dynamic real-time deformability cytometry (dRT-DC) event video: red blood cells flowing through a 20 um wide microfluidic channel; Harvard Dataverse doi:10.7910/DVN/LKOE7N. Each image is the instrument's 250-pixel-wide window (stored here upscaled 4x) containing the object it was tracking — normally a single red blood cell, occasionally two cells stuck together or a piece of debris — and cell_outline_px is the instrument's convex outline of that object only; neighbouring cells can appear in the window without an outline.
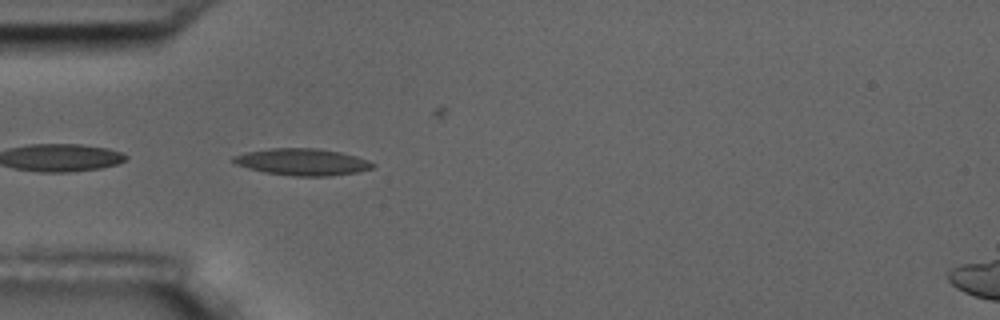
{"species": "common noctule bat (a hibernating species)", "species_latin": "Nyctalus noctula", "temperature_condition": "room temperature", "stored_images_in_passage": 3, "segment_of_instrument_passage": [1, 2], "camera_frame_rate_fps": 3000, "um_per_image_px": 0.085, "animal": {"sex": "male", "body_mass_g": 17.5, "forearm_length_mm": 52.3}, "frame": {"image": 1, "passage_image": 2, "time_ms": 1.0, "image_size_px": [1000, 320], "cell_outline_px": [[376, 164], [372, 168], [356, 172], [328, 176], [292, 176], [264, 172], [248, 168], [236, 164], [228, 160], [232, 156], [248, 152], [272, 148], [316, 148], [340, 152], [356, 156], [368, 160]], "centroid_in_image_um": [25.67, 13.76], "position_along_channel_um": 59.3, "area_um2": 21.73}}